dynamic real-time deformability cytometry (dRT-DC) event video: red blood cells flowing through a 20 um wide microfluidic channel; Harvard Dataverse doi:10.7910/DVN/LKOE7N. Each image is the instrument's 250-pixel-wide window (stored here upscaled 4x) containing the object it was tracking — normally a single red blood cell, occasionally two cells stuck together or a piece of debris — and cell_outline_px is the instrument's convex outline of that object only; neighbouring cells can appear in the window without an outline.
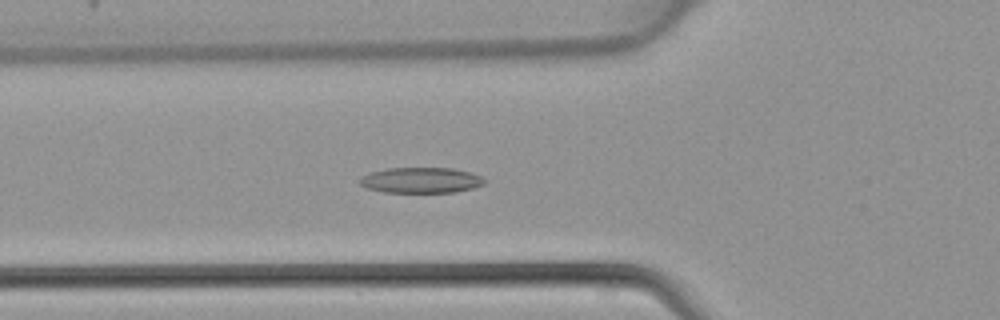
{"species": "common noctule bat (a hibernating species)", "species_latin": "Nyctalus noctula", "temperature_condition": "warm", "stored_images_in_passage": 46, "camera_frame_rate_fps": 3000, "um_per_image_px": 0.085, "animal": {"sex": "female", "body_mass_g": 22.7, "forearm_length_mm": 54.2}, "frame": {"image": 1, "passage_image": 17, "time_ms": 5.333, "image_size_px": [1000, 320], "cell_outline_px": [[488, 180], [484, 184], [472, 188], [456, 192], [384, 192], [368, 188], [360, 184], [356, 180], [372, 172], [388, 168], [452, 168], [472, 172]], "centroid_in_image_um": [35.82, 15.31], "position_along_channel_um": 90.0, "area_um2": 18.61}}
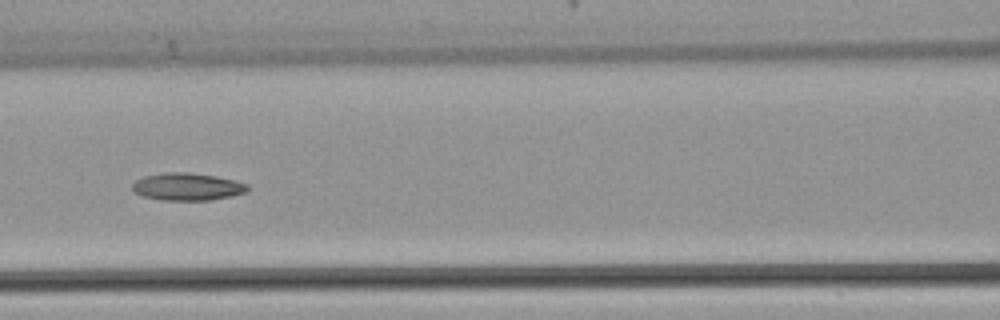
{"frame": {"image": 2, "passage_image": 21, "time_ms": 6.667, "image_size_px": [1000, 320], "cell_outline_px": [[248, 188], [244, 192], [232, 196], [212, 200], [164, 200], [144, 196], [136, 192], [132, 188], [132, 184], [136, 180], [144, 176], [164, 172], [188, 172], [216, 176], [248, 184]], "centroid_in_image_um": [15.91, 15.86], "position_along_channel_um": 150.7, "area_um2": 18.26}}
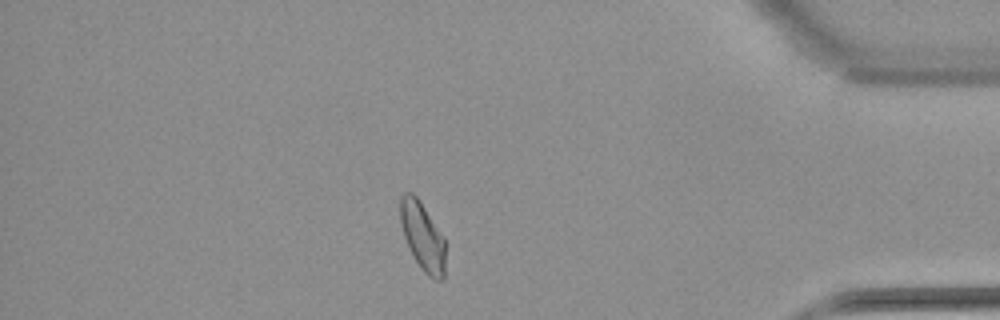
{"frame": {"image": 3, "passage_image": 40, "time_ms": 13.0, "image_size_px": [1000, 320], "cell_outline_px": [[444, 280], [436, 280], [428, 276], [420, 268], [404, 236], [400, 224], [400, 196], [404, 192], [412, 192], [416, 196], [444, 236]], "centroid_in_image_um": [35.91, 20.08], "position_along_channel_um": 399.3, "area_um2": 17.74}}